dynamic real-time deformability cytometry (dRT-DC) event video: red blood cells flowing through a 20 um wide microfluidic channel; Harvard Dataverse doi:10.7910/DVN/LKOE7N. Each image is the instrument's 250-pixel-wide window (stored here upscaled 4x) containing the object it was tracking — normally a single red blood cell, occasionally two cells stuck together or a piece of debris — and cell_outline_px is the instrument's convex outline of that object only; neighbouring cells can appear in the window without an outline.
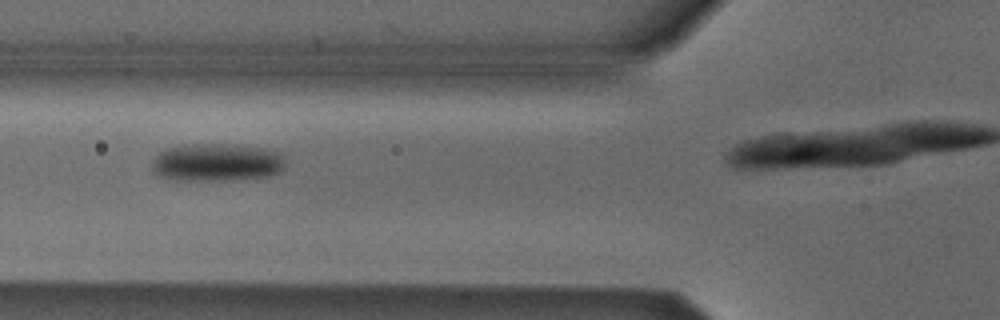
{"species": "Egyptian fruit bat (a non-hibernating species)", "species_latin": "Rousettus aegyptiacus", "temperature_condition": "cold", "stored_images_in_passage": 4, "camera_frame_rate_fps": 3000, "um_per_image_px": 0.085, "animal": {"sex": "male"}, "frame": {"image": 1, "passage_image": 3, "time_ms": 0.667, "image_size_px": [1000, 320], "cell_outline_px": [[284, 168], [280, 172], [268, 176], [224, 180], [176, 180], [160, 176], [152, 172], [152, 160], [160, 152], [168, 148], [184, 144], [228, 144], [264, 148], [280, 152], [284, 156]], "centroid_in_image_um": [18.42, 13.8], "position_along_channel_um": 107.4, "area_um2": 29.54}}